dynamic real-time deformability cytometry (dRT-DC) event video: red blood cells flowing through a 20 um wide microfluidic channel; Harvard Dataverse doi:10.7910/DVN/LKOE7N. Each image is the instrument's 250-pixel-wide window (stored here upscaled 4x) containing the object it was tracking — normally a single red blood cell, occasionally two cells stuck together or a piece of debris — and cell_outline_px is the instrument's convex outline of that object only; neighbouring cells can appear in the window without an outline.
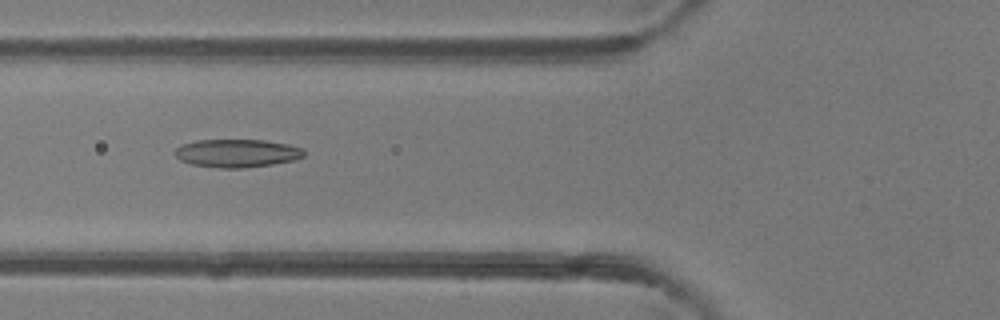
{"species": "common noctule bat (a hibernating species)", "species_latin": "Nyctalus noctula", "temperature_condition": "room temperature", "stored_images_in_passage": 40, "camera_frame_rate_fps": 3000, "um_per_image_px": 0.085, "animal": {"sex": "female"}, "frame": {"image": 1, "passage_image": 11, "time_ms": 3.333, "image_size_px": [1000, 320], "cell_outline_px": [[304, 156], [296, 160], [272, 164], [244, 168], [220, 168], [192, 164], [180, 160], [172, 152], [180, 144], [196, 140], [264, 140], [288, 144], [300, 148], [304, 152]], "centroid_in_image_um": [20.11, 13.02], "position_along_channel_um": 105.7, "area_um2": 21.21}}
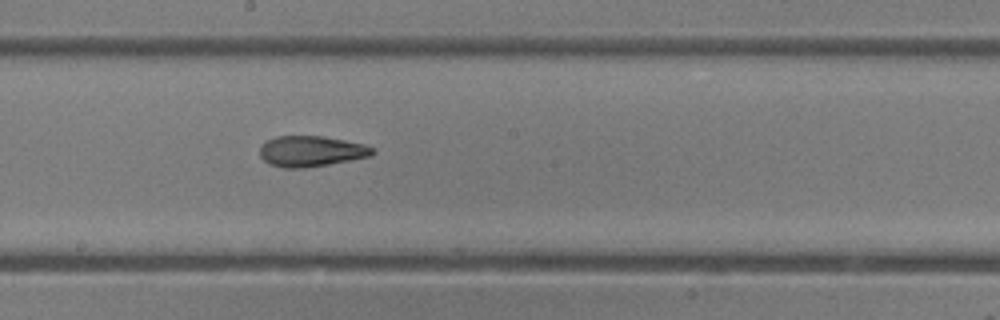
{"frame": {"image": 2, "passage_image": 19, "time_ms": 6.0, "image_size_px": [1000, 320], "cell_outline_px": [[376, 152], [372, 156], [328, 164], [304, 168], [284, 168], [268, 164], [260, 156], [260, 148], [268, 140], [276, 136], [320, 136], [344, 140], [364, 144], [376, 148]], "centroid_in_image_um": [26.48, 12.86], "position_along_channel_um": 221.7, "area_um2": 20.17}}
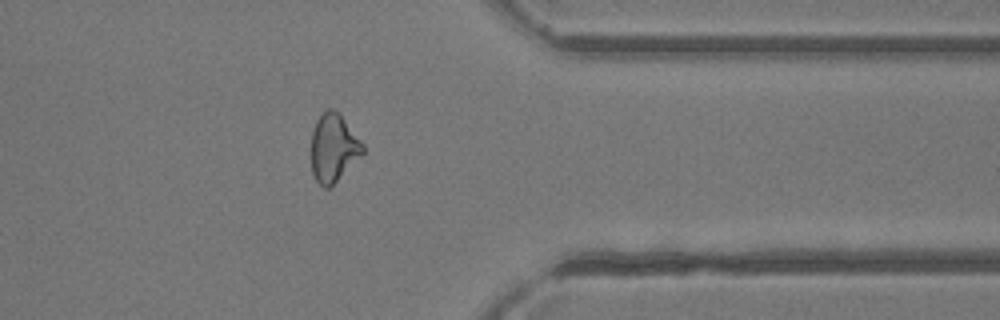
{"frame": {"image": 3, "passage_image": 31, "time_ms": 10.0, "image_size_px": [1000, 320], "cell_outline_px": [[364, 152], [328, 188], [324, 188], [316, 180], [312, 172], [312, 132], [316, 120], [328, 108], [332, 108], [340, 112], [364, 144]], "centroid_in_image_um": [28.35, 12.51], "position_along_channel_um": 383.1, "area_um2": 20.17}, "authors_computed_cell_mechanics": {"area_um2": 20.9236, "velocity_mm_per_s": 4.3356, "shape_relaxation_time_tau1_ms": null, "shape_relaxation_time_tau2_ms": 2.4932, "deformation_change_tau1": null, "deformation_change_tau2": 0.1023}}